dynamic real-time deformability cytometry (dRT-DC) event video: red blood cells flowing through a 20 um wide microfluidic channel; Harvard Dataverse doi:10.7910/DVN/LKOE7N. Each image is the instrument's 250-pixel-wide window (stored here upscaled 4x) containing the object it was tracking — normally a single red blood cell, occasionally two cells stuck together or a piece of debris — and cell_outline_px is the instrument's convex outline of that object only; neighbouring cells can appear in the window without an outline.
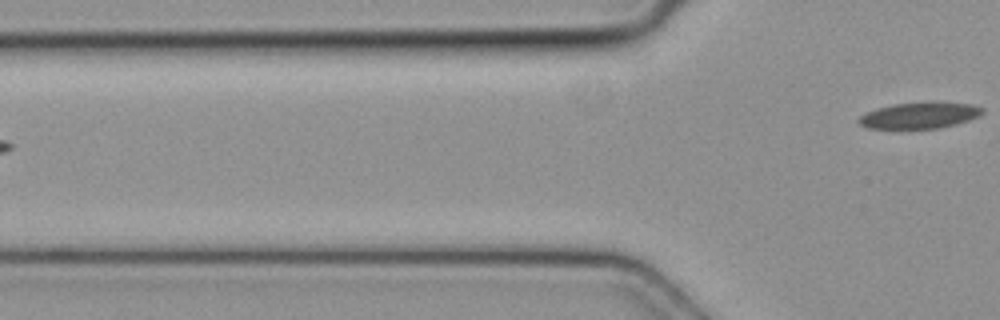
{"species": "common noctule bat (a hibernating species)", "species_latin": "Nyctalus noctula", "temperature_condition": "cold", "stored_images_in_passage": 2, "camera_frame_rate_fps": 3000, "um_per_image_px": 0.085, "animal": {"sex": "female", "body_mass_g": 19.3, "forearm_length_mm": 54.1}, "frame": {"image": 1, "passage_image": 2, "time_ms": 0.333, "image_size_px": [1000, 320], "cell_outline_px": [[984, 112], [980, 116], [956, 124], [940, 128], [868, 128], [860, 124], [856, 120], [864, 112], [876, 108], [892, 104], [928, 100], [936, 100], [972, 104], [984, 108]], "centroid_in_image_um": [78.19, 9.76], "position_along_channel_um": 47.6, "area_um2": 19.54}}